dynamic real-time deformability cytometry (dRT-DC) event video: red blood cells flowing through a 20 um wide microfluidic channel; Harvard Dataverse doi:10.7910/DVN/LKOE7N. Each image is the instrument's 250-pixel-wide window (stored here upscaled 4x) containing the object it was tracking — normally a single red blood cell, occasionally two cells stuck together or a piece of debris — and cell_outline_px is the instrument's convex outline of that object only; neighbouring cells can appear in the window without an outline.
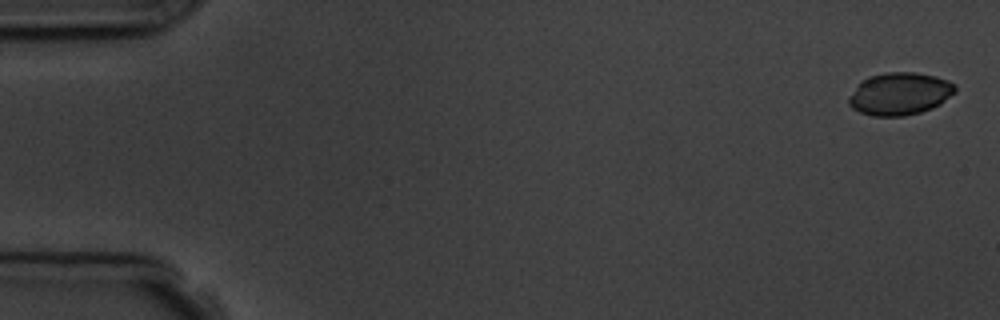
{"species": "common noctule bat (a hibernating species)", "species_latin": "Nyctalus noctula", "temperature_condition": "room temperature", "stored_images_in_passage": 5, "segment_of_instrument_passage": [2, 2], "camera_frame_rate_fps": 3000, "um_per_image_px": 0.085, "animal": {"sex": "male", "body_mass_g": 19.5, "forearm_length_mm": 54.6}, "frame": {"image": 1, "passage_image": 5, "time_ms": 5.333, "image_size_px": [1000, 320], "cell_outline_px": [[956, 92], [940, 104], [932, 108], [920, 112], [904, 116], [872, 116], [860, 112], [852, 108], [848, 104], [848, 96], [868, 76], [888, 72], [916, 72], [936, 76], [948, 80], [956, 84]], "centroid_in_image_um": [76.5, 7.97], "position_along_channel_um": 8.5, "area_um2": 26.41}}